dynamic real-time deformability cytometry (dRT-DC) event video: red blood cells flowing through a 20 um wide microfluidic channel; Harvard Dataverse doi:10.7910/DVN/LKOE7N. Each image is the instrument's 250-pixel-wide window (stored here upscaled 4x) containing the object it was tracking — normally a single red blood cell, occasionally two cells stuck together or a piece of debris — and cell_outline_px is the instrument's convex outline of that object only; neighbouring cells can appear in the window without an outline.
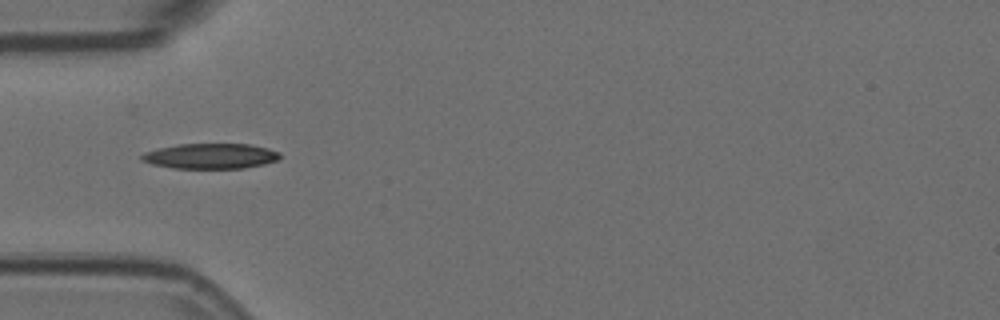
{"species": "Egyptian fruit bat (a non-hibernating species)", "species_latin": "Rousettus aegyptiacus", "temperature_condition": "room temperature", "stored_images_in_passage": 7, "camera_frame_rate_fps": 3000, "um_per_image_px": 0.085, "animal": {"sex": "female"}, "frame": {"image": 1, "passage_image": 4, "time_ms": 1.0, "image_size_px": [1000, 320], "cell_outline_px": [[280, 156], [276, 160], [264, 164], [244, 168], [172, 168], [152, 164], [140, 160], [140, 156], [144, 152], [160, 148], [180, 144], [248, 144], [268, 148], [280, 152]], "centroid_in_image_um": [17.88, 13.27], "position_along_channel_um": 67.1, "area_um2": 20.29}}
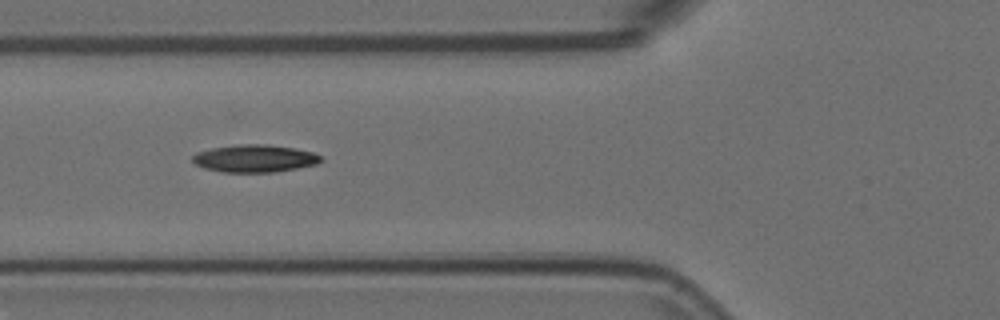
{"frame": {"image": 2, "passage_image": 5, "time_ms": 1.333, "image_size_px": [1000, 320], "cell_outline_px": [[320, 160], [316, 164], [296, 168], [272, 172], [224, 172], [204, 168], [196, 164], [192, 160], [192, 156], [196, 152], [212, 148], [240, 144], [264, 144], [296, 148], [312, 152], [320, 156]], "centroid_in_image_um": [21.61, 13.46], "position_along_channel_um": 104.2, "area_um2": 20.35}}
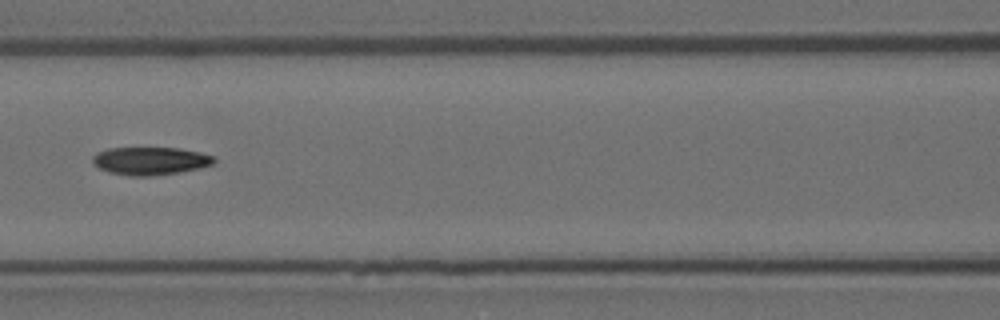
{"frame": {"image": 3, "passage_image": 6, "time_ms": 1.667, "image_size_px": [1000, 320], "cell_outline_px": [[216, 160], [212, 164], [200, 168], [180, 172], [152, 176], [128, 176], [108, 172], [92, 164], [92, 156], [96, 152], [108, 148], [180, 148], [200, 152], [212, 156]], "centroid_in_image_um": [12.74, 13.68], "position_along_channel_um": 153.9, "area_um2": 19.88}}